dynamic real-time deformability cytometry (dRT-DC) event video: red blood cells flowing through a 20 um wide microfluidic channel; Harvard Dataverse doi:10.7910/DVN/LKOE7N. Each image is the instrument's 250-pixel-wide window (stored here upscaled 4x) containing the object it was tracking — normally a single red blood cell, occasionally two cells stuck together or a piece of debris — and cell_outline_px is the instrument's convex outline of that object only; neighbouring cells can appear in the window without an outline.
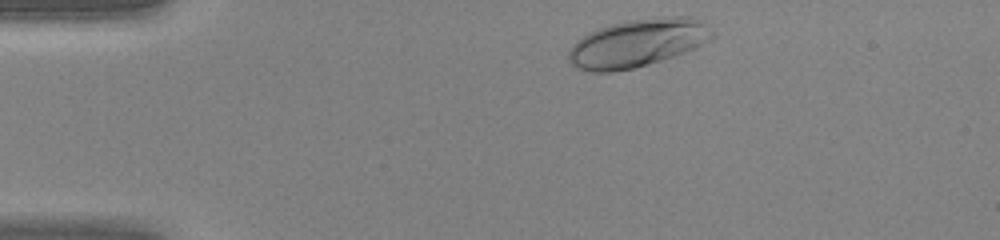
{"species": "human", "species_latin": "Homo sapiens", "temperature_condition": "warm", "stored_images_in_passage": 31, "camera_frame_rate_fps": 3000, "um_per_image_px": 0.085, "donor": {"sex": "female"}, "frame": {"image": 1, "passage_image": 2, "time_ms": 0.333, "image_size_px": [1000, 240], "cell_outline_px": [[716, 36], [712, 40], [696, 48], [676, 56], [648, 64], [616, 72], [592, 72], [576, 68], [568, 60], [568, 52], [576, 40], [588, 32], [596, 28], [608, 24], [628, 20], [664, 16], [692, 16], [700, 20], [716, 32]], "centroid_in_image_um": [54.23, 3.64], "position_along_channel_um": 30.8, "area_um2": 40.92}}
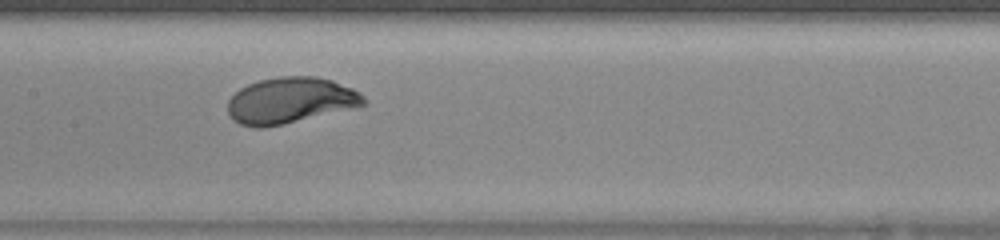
{"frame": {"image": 2, "passage_image": 16, "time_ms": 5.0, "image_size_px": [1000, 240], "cell_outline_px": [[368, 100], [364, 104], [284, 124], [264, 128], [256, 128], [240, 124], [232, 120], [228, 112], [228, 100], [240, 88], [248, 84], [260, 80], [280, 76], [312, 76], [332, 80], [352, 88], [360, 92]], "centroid_in_image_um": [24.64, 8.53], "position_along_channel_um": 182.8, "area_um2": 36.18}}
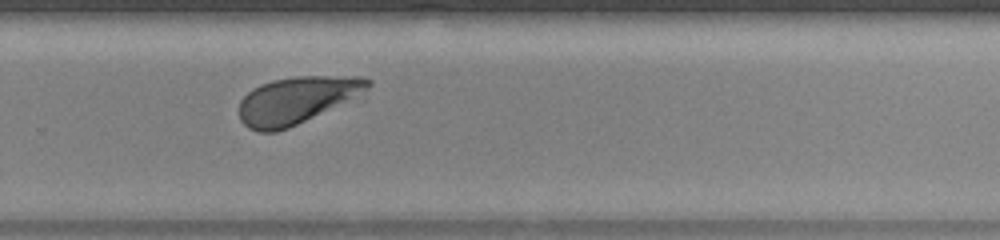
{"frame": {"image": 3, "passage_image": 24, "time_ms": 7.667, "image_size_px": [1000, 240], "cell_outline_px": [[372, 84], [364, 100], [288, 128], [276, 132], [260, 132], [248, 128], [240, 120], [240, 100], [252, 88], [260, 84], [272, 80], [296, 76], [360, 76], [372, 80]], "centroid_in_image_um": [25.43, 8.52], "position_along_channel_um": 304.4, "area_um2": 37.22}}